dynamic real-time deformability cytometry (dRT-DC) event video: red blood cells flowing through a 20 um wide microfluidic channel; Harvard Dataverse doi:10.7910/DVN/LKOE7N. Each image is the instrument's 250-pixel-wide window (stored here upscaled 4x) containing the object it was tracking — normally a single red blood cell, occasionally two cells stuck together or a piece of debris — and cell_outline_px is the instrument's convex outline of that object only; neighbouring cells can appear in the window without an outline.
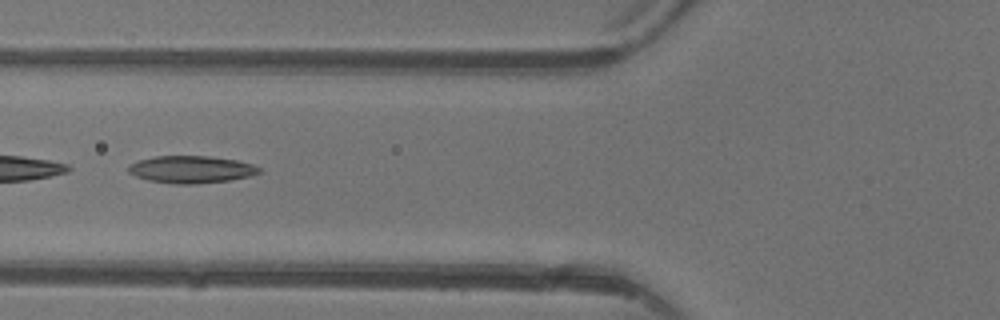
{"species": "common noctule bat (a hibernating species)", "species_latin": "Nyctalus noctula", "temperature_condition": "warm", "stored_images_in_passage": 4, "camera_frame_rate_fps": 3000, "um_per_image_px": 0.085, "animal": {"sex": "female"}, "frame": {"image": 1, "passage_image": 4, "time_ms": 3.333, "image_size_px": [1000, 320], "cell_outline_px": [[260, 172], [248, 176], [228, 180], [196, 184], [176, 184], [148, 180], [136, 176], [128, 172], [128, 164], [140, 160], [156, 156], [208, 156], [236, 160], [252, 164], [260, 168]], "centroid_in_image_um": [16.22, 14.4], "position_along_channel_um": 109.6, "area_um2": 20.58}}